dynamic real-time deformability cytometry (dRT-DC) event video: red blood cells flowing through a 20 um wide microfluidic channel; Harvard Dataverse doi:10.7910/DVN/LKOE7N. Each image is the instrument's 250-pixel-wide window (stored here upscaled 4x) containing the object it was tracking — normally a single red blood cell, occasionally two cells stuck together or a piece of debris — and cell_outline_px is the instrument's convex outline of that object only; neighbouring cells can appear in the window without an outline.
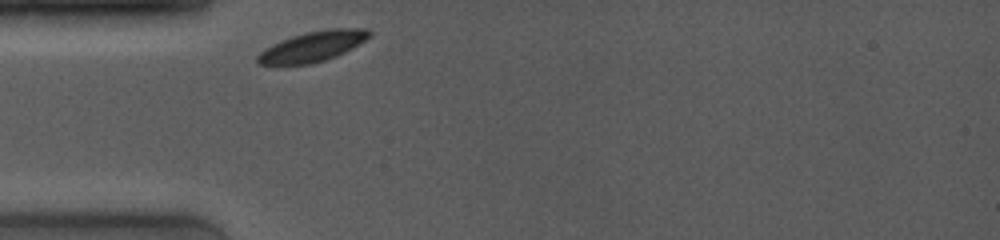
{"species": "common noctule bat (a hibernating species)", "species_latin": "Nyctalus noctula", "temperature_condition": "room temperature", "stored_images_in_passage": 32, "camera_frame_rate_fps": 4000, "um_per_image_px": 0.085, "animal": {"sex": "female", "body_mass_g": 19.0, "forearm_length_mm": 53.3}, "frame": {"image": 1, "passage_image": 1, "time_ms": 0.0, "image_size_px": [1000, 240], "cell_outline_px": [[372, 36], [352, 48], [336, 56], [324, 60], [308, 64], [260, 64], [256, 60], [256, 56], [264, 48], [272, 44], [292, 36], [308, 32], [332, 28], [368, 28], [372, 32]], "centroid_in_image_um": [26.61, 3.93], "position_along_channel_um": 58.4, "area_um2": 19.54}}
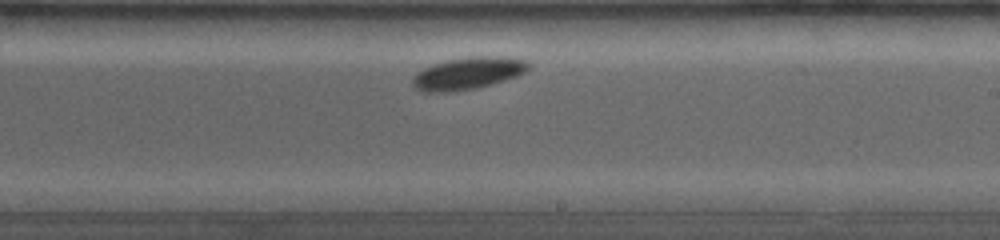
{"frame": {"image": 2, "passage_image": 17, "time_ms": 5.25, "image_size_px": [1000, 240], "cell_outline_px": [[532, 64], [524, 72], [516, 76], [504, 80], [476, 88], [448, 92], [424, 92], [416, 88], [412, 84], [412, 76], [424, 68], [432, 64], [448, 60], [468, 56], [504, 56], [528, 60]], "centroid_in_image_um": [39.78, 6.21], "position_along_channel_um": 249.2, "area_um2": 21.79}}
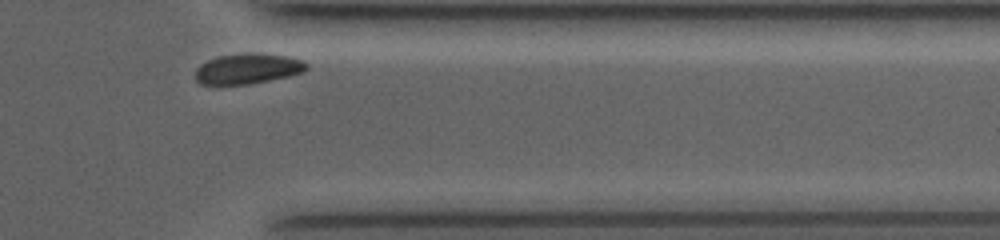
{"frame": {"image": 3, "passage_image": 30, "time_ms": 9.0, "image_size_px": [1000, 240], "cell_outline_px": [[308, 68], [304, 72], [288, 76], [248, 84], [200, 84], [196, 80], [196, 68], [200, 64], [208, 60], [220, 56], [288, 56], [304, 60], [308, 64]], "centroid_in_image_um": [21.07, 5.89], "position_along_channel_um": 390.3, "area_um2": 18.67}, "authors_computed_cell_mechanics": {"area_um2": 20.3456, "velocity_mm_per_s": 3.7218, "shape_relaxation_time_tau1_ms": 0.231, "shape_relaxation_time_tau2_ms": null, "deformation_change_tau1": 0.0305, "deformation_change_tau2": null}}